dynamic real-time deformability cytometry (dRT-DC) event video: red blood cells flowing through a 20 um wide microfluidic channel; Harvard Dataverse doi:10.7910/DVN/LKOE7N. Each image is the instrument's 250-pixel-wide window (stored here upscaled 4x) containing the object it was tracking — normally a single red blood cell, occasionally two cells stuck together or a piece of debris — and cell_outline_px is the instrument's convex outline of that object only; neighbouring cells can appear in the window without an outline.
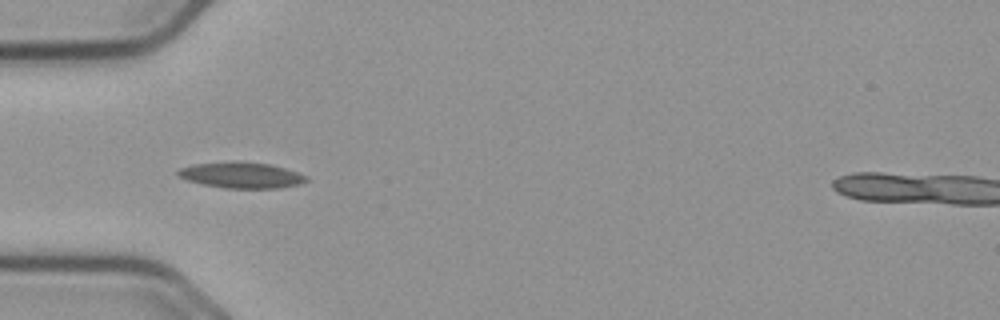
{"species": "common noctule bat (a hibernating species)", "species_latin": "Nyctalus noctula", "temperature_condition": "cold", "stored_images_in_passage": 55, "camera_frame_rate_fps": 3000, "um_per_image_px": 0.085, "animal": {"sex": "male", "body_mass_g": 23.1, "forearm_length_mm": 52.7}, "frame": {"image": 1, "passage_image": 17, "time_ms": 5.333, "image_size_px": [1000, 320], "cell_outline_px": [[308, 180], [300, 184], [280, 188], [224, 188], [204, 184], [188, 180], [180, 176], [176, 172], [180, 168], [192, 164], [232, 160], [268, 164], [284, 168], [308, 176]], "centroid_in_image_um": [20.51, 14.87], "position_along_channel_um": 64.5, "area_um2": 19.42}}
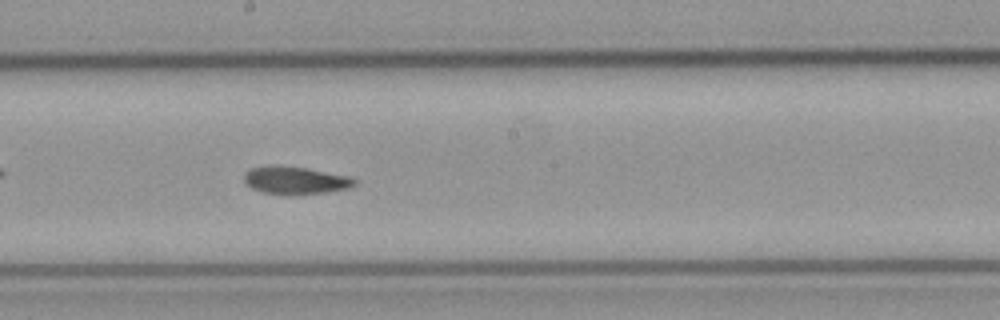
{"frame": {"image": 2, "passage_image": 30, "time_ms": 9.667, "image_size_px": [1000, 320], "cell_outline_px": [[356, 184], [348, 188], [324, 192], [296, 196], [284, 196], [260, 192], [252, 188], [244, 180], [244, 172], [252, 168], [276, 164], [308, 168], [348, 176], [356, 180]], "centroid_in_image_um": [25.06, 15.34], "position_along_channel_um": 223.1, "area_um2": 18.21}}
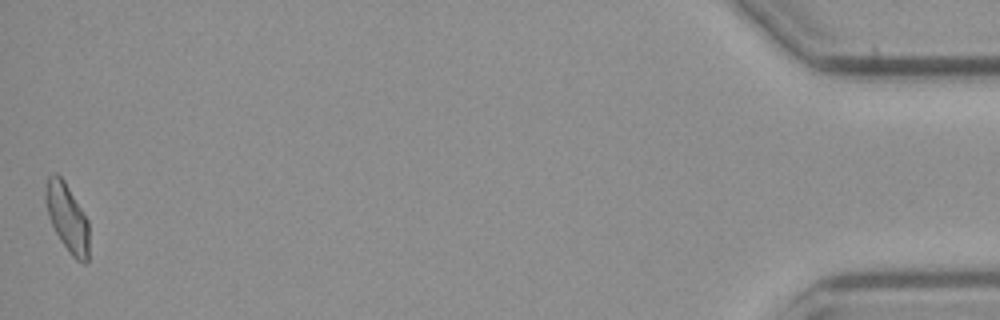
{"frame": {"image": 3, "passage_image": 55, "time_ms": 18.0, "image_size_px": [1000, 320], "cell_outline_px": [[88, 260], [84, 264], [76, 260], [72, 256], [60, 240], [48, 216], [44, 200], [44, 188], [48, 176], [52, 172], [56, 172], [64, 180], [88, 220]], "centroid_in_image_um": [5.68, 18.47], "position_along_channel_um": 429.5, "area_um2": 17.34}, "authors_computed_cell_mechanics": {"area_um2": 17.629, "velocity_mm_per_s": 3.6698, "shape_relaxation_time_tau1_ms": null, "shape_relaxation_time_tau2_ms": 5.1688, "deformation_change_tau1": null, "deformation_change_tau2": 0.1084}}